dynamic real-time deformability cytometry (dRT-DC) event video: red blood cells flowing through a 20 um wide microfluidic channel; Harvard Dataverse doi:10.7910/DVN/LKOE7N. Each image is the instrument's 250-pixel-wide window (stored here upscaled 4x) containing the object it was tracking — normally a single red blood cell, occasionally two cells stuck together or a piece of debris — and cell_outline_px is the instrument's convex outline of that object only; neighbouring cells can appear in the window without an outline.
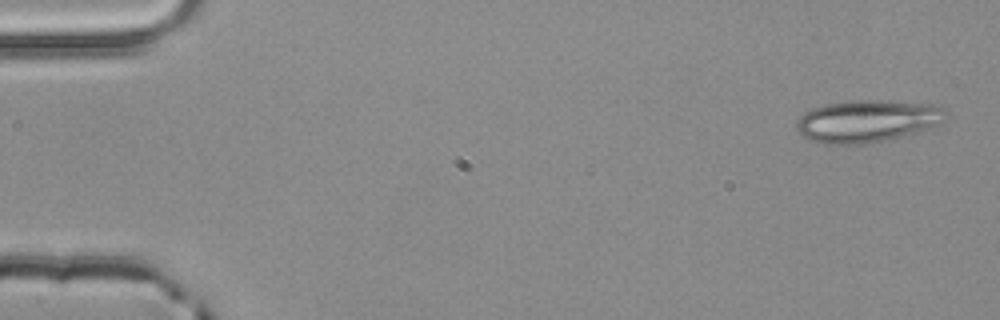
{"species": "common noctule bat (a hibernating species)", "species_latin": "Nyctalus noctula", "temperature_condition": "room temperature", "stored_images_in_passage": 3, "camera_frame_rate_fps": 3000, "um_per_image_px": 0.085, "animal": {"sex": "male", "body_mass_g": 20.4}, "frame": {"image": 1, "passage_image": 1, "time_ms": 0.0, "image_size_px": [1000, 320], "cell_outline_px": [[948, 112], [940, 124], [916, 132], [888, 140], [864, 144], [824, 144], [808, 140], [796, 128], [796, 120], [804, 112], [812, 108], [828, 104], [852, 100], [880, 100], [932, 104], [944, 108]], "centroid_in_image_um": [73.7, 10.29], "position_along_channel_um": 11.3, "area_um2": 36.88}}